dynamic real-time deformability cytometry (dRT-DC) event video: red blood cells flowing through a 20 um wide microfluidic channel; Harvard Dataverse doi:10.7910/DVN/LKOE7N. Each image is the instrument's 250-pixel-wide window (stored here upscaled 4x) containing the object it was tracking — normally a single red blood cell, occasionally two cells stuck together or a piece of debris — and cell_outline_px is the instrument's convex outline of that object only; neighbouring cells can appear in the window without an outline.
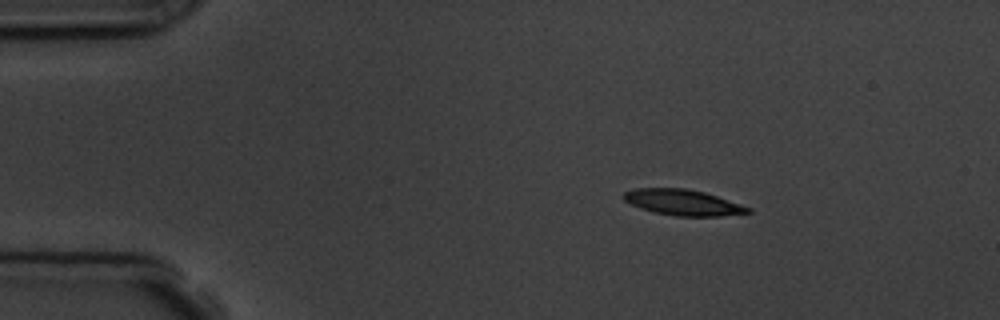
{"species": "common noctule bat (a hibernating species)", "species_latin": "Nyctalus noctula", "temperature_condition": "room temperature", "stored_images_in_passage": 3, "camera_frame_rate_fps": 3000, "um_per_image_px": 0.085, "animal": {"sex": "male", "body_mass_g": 19.5, "forearm_length_mm": 54.6}, "frame": {"image": 1, "passage_image": 2, "time_ms": 1.0, "image_size_px": [1000, 320], "cell_outline_px": [[752, 212], [720, 216], [676, 216], [652, 212], [640, 208], [624, 200], [620, 196], [624, 192], [636, 188], [688, 188], [704, 192], [752, 208]], "centroid_in_image_um": [58.02, 17.2], "position_along_channel_um": 27.0, "area_um2": 18.73}}